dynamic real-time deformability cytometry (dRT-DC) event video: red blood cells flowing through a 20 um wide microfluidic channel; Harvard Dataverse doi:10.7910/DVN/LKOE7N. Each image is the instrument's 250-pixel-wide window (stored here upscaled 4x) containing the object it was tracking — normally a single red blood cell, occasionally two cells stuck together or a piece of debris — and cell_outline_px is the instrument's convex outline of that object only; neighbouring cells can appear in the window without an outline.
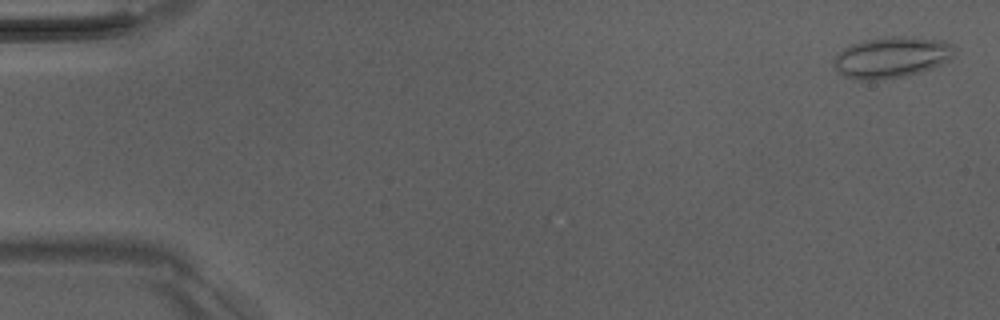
{"species": "Egyptian fruit bat (a non-hibernating species)", "species_latin": "Rousettus aegyptiacus", "temperature_condition": "room temperature", "stored_images_in_passage": 51, "camera_frame_rate_fps": 3000, "um_per_image_px": 0.085, "animal": {"sex": "male"}, "frame": {"image": 1, "passage_image": 2, "time_ms": 0.333, "image_size_px": [1000, 320], "cell_outline_px": [[952, 56], [940, 64], [920, 72], [904, 76], [880, 80], [860, 80], [844, 76], [836, 68], [832, 60], [844, 48], [852, 44], [864, 40], [892, 36], [912, 36], [944, 40], [952, 44]], "centroid_in_image_um": [75.76, 4.86], "position_along_channel_um": 9.2, "area_um2": 28.61}}
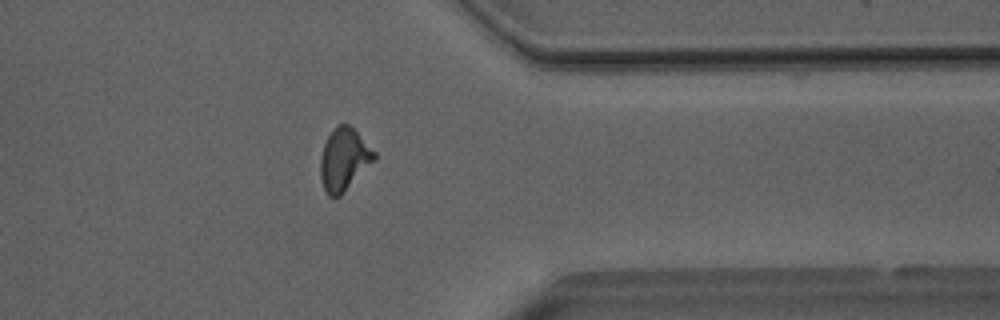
{"frame": {"image": 2, "passage_image": 41, "time_ms": 13.333, "image_size_px": [1000, 320], "cell_outline_px": [[376, 160], [340, 196], [328, 196], [324, 188], [320, 176], [320, 160], [324, 144], [328, 136], [340, 124], [348, 124], [376, 152]], "centroid_in_image_um": [29.25, 13.58], "position_along_channel_um": 382.1, "area_um2": 19.31}}
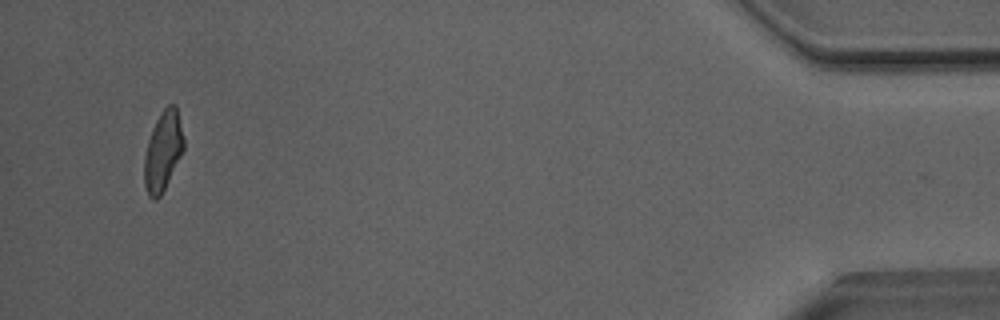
{"frame": {"image": 3, "passage_image": 49, "time_ms": 16.0, "image_size_px": [1000, 320], "cell_outline_px": [[184, 148], [160, 196], [156, 200], [152, 200], [148, 196], [144, 184], [144, 156], [148, 140], [152, 128], [156, 120], [164, 108], [168, 104], [176, 104], [184, 140]], "centroid_in_image_um": [13.83, 12.83], "position_along_channel_um": 421.4, "area_um2": 18.09}, "authors_computed_cell_mechanics": {"area_um2": 19.4786, "velocity_mm_per_s": 4.0858, "shape_relaxation_time_tau1_ms": null, "shape_relaxation_time_tau2_ms": 1.8709, "deformation_change_tau1": null, "deformation_change_tau2": 0.0687}}